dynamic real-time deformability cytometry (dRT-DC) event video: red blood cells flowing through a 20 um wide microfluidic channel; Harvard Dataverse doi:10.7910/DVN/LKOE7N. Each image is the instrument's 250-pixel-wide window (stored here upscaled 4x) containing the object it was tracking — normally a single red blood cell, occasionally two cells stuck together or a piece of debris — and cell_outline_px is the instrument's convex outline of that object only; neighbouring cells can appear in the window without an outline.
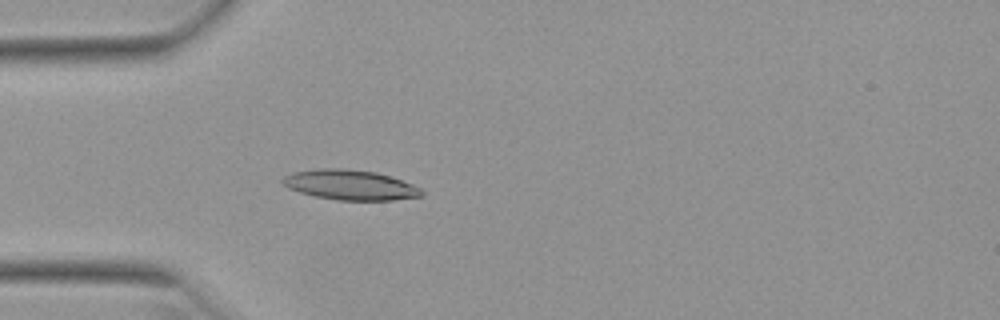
{"species": "Egyptian fruit bat (a non-hibernating species)", "species_latin": "Rousettus aegyptiacus", "temperature_condition": "warm", "stored_images_in_passage": 38, "camera_frame_rate_fps": 3000, "um_per_image_px": 0.085, "animal": {"sex": "female"}, "frame": {"image": 1, "passage_image": 2, "time_ms": 0.333, "image_size_px": [1000, 320], "cell_outline_px": [[424, 196], [392, 200], [336, 200], [316, 196], [300, 192], [288, 188], [280, 180], [284, 176], [292, 172], [320, 168], [340, 168], [376, 172], [392, 176], [412, 184], [420, 188], [424, 192]], "centroid_in_image_um": [29.78, 15.71], "position_along_channel_um": 55.2, "area_um2": 24.39}}
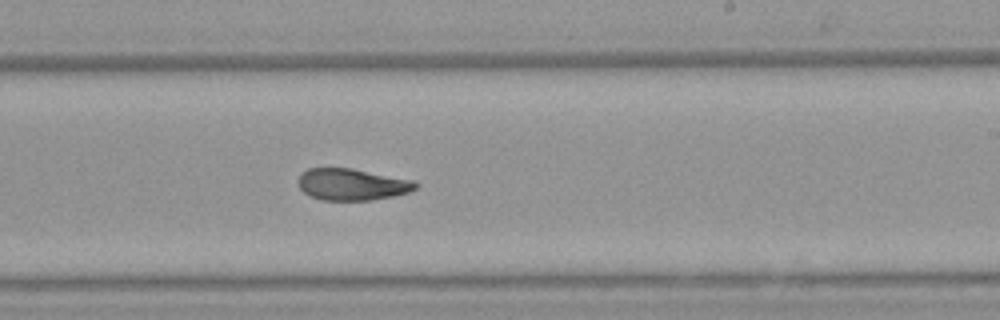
{"frame": {"image": 2, "passage_image": 18, "time_ms": 5.667, "image_size_px": [1000, 320], "cell_outline_px": [[420, 184], [416, 188], [408, 192], [392, 196], [368, 200], [320, 200], [304, 192], [300, 188], [300, 176], [308, 168], [352, 168], [416, 180]], "centroid_in_image_um": [29.98, 15.67], "position_along_channel_um": 259.0, "area_um2": 21.56}}
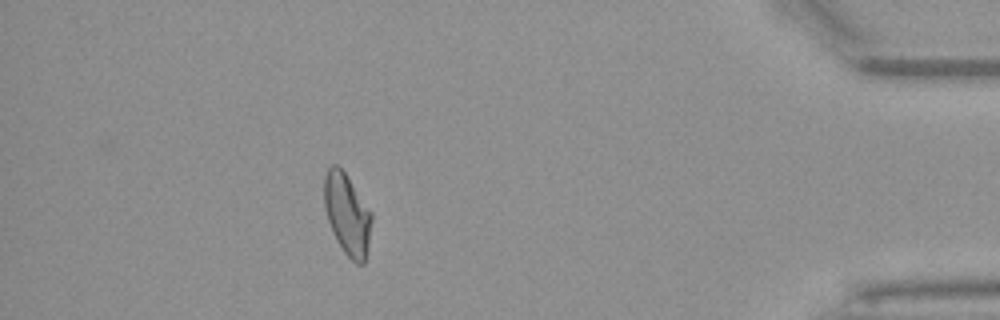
{"frame": {"image": 3, "passage_image": 33, "time_ms": 10.667, "image_size_px": [1000, 320], "cell_outline_px": [[372, 220], [368, 244], [364, 264], [356, 264], [344, 252], [336, 240], [332, 232], [324, 208], [324, 176], [328, 168], [332, 164], [336, 164], [344, 172], [372, 212]], "centroid_in_image_um": [29.5, 18.21], "position_along_channel_um": 405.7, "area_um2": 22.37}, "authors_computed_cell_mechanics": {"area_um2": 22.4842, "velocity_mm_per_s": 3.95, "shape_relaxation_time_tau1_ms": 10.8136, "shape_relaxation_time_tau2_ms": 2.6555, "deformation_change_tau1": 0.2616, "deformation_change_tau2": 0.0956}}